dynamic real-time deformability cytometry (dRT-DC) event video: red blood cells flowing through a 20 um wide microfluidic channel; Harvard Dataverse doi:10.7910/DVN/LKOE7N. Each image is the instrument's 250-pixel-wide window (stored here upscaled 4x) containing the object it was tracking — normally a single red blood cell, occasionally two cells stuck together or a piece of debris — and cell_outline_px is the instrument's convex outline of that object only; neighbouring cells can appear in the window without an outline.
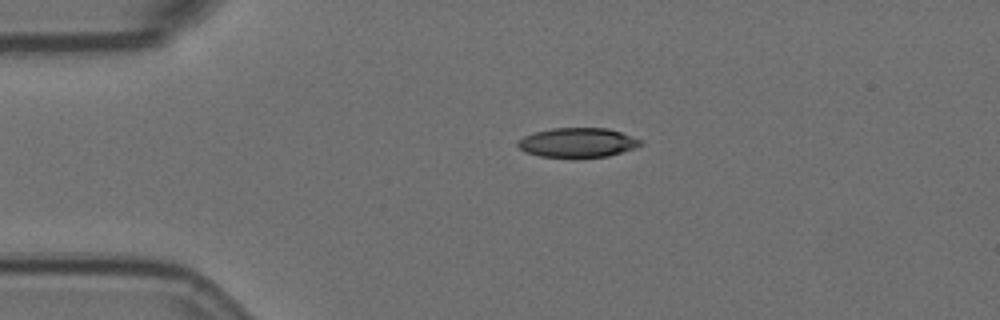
{"species": "Egyptian fruit bat (a non-hibernating species)", "species_latin": "Rousettus aegyptiacus", "temperature_condition": "room temperature", "stored_images_in_passage": 2, "camera_frame_rate_fps": 3000, "um_per_image_px": 0.085, "animal": {"sex": "female"}, "frame": {"image": 1, "passage_image": 1, "time_ms": 0.0, "image_size_px": [1000, 320], "cell_outline_px": [[644, 144], [636, 148], [608, 156], [572, 160], [540, 156], [524, 152], [516, 144], [524, 136], [536, 132], [552, 128], [608, 128], [644, 140]], "centroid_in_image_um": [49.13, 12.16], "position_along_channel_um": 35.9, "area_um2": 21.79}}